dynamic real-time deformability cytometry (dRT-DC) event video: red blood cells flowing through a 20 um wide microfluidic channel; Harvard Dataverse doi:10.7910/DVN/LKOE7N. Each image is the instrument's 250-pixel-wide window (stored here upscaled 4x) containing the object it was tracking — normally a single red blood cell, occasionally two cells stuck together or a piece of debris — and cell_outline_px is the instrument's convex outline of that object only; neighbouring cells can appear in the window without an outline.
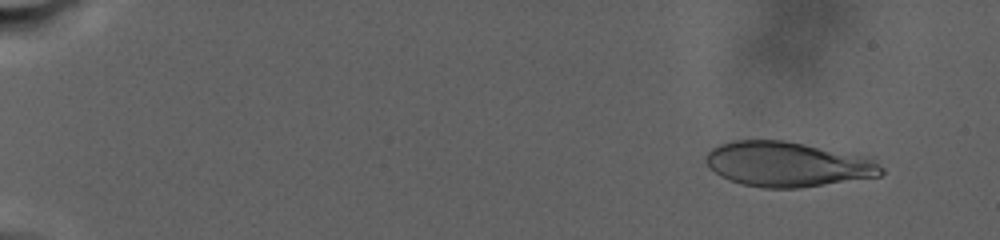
{"species": "human", "species_latin": "Homo sapiens", "temperature_condition": "warm", "stored_images_in_passage": 48, "camera_frame_rate_fps": 3000, "um_per_image_px": 0.085, "donor": {"sex": "male"}, "frame": {"image": 1, "passage_image": 6, "time_ms": 2.333, "image_size_px": [1000, 240], "cell_outline_px": [[884, 172], [880, 176], [800, 188], [760, 188], [728, 180], [720, 176], [708, 168], [704, 160], [704, 156], [712, 148], [720, 144], [732, 140], [784, 140], [876, 156], [884, 168]], "centroid_in_image_um": [67.02, 13.94], "position_along_channel_um": 18.0, "area_um2": 47.16}}
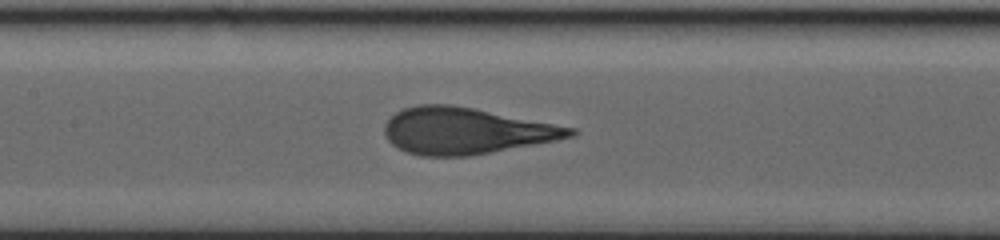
{"frame": {"image": 2, "passage_image": 30, "time_ms": 16.0, "image_size_px": [1000, 240], "cell_outline_px": [[576, 136], [556, 140], [468, 156], [420, 156], [396, 148], [388, 140], [384, 132], [384, 124], [396, 112], [404, 108], [420, 104], [452, 104], [576, 128]], "centroid_in_image_um": [39.56, 11.12], "position_along_channel_um": 167.8, "area_um2": 49.94}}
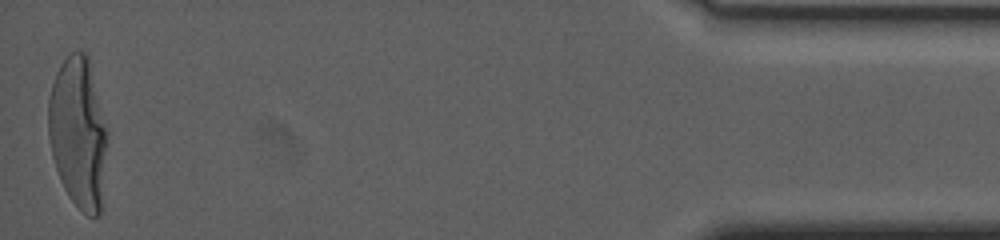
{"frame": {"image": 3, "passage_image": 48, "time_ms": 30.667, "image_size_px": [1000, 240], "cell_outline_px": [[108, 132], [104, 208], [100, 216], [88, 216], [68, 196], [60, 180], [52, 156], [48, 136], [48, 100], [52, 84], [56, 72], [60, 64], [72, 52], [84, 52], [88, 56]], "centroid_in_image_um": [6.68, 11.37], "position_along_channel_um": 428.5, "area_um2": 52.77}, "authors_computed_cell_mechanics": {"area_um2": 48.841, "velocity_mm_per_s": 2.2826, "shape_relaxation_time_tau1_ms": 10.1582, "shape_relaxation_time_tau2_ms": null, "deformation_change_tau1": 0.3011, "deformation_change_tau2": null}}